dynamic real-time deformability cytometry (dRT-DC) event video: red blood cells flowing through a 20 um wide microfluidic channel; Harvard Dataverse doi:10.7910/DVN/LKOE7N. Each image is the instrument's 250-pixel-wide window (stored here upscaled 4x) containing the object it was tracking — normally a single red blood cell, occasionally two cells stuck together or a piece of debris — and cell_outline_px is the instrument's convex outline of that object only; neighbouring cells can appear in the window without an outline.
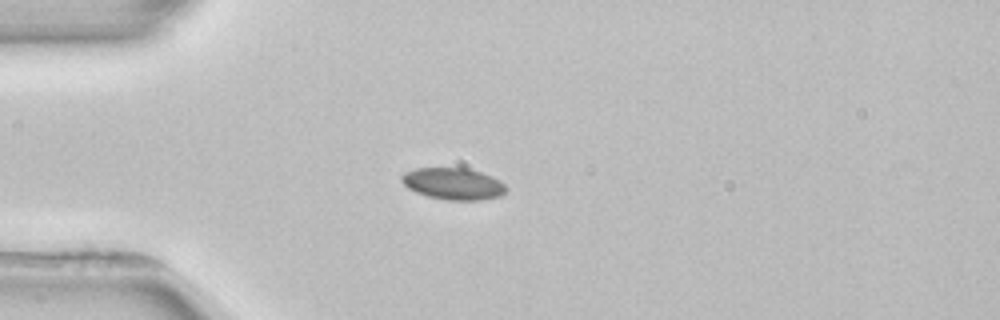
{"species": "common noctule bat (a hibernating species)", "species_latin": "Nyctalus noctula", "temperature_condition": "room temperature", "stored_images_in_passage": 4, "camera_frame_rate_fps": 3000, "um_per_image_px": 0.085, "animal": {"sex": "female", "body_mass_g": 22.7, "forearm_length_mm": 54.2}, "frame": {"image": 1, "passage_image": 4, "time_ms": 4.0, "image_size_px": [1000, 320], "cell_outline_px": [[508, 188], [500, 196], [480, 200], [448, 200], [428, 196], [416, 192], [408, 188], [400, 180], [400, 176], [404, 172], [416, 168], [464, 168], [480, 172], [492, 176], [500, 180]], "centroid_in_image_um": [38.52, 15.61], "position_along_channel_um": 46.5, "area_um2": 19.31}}